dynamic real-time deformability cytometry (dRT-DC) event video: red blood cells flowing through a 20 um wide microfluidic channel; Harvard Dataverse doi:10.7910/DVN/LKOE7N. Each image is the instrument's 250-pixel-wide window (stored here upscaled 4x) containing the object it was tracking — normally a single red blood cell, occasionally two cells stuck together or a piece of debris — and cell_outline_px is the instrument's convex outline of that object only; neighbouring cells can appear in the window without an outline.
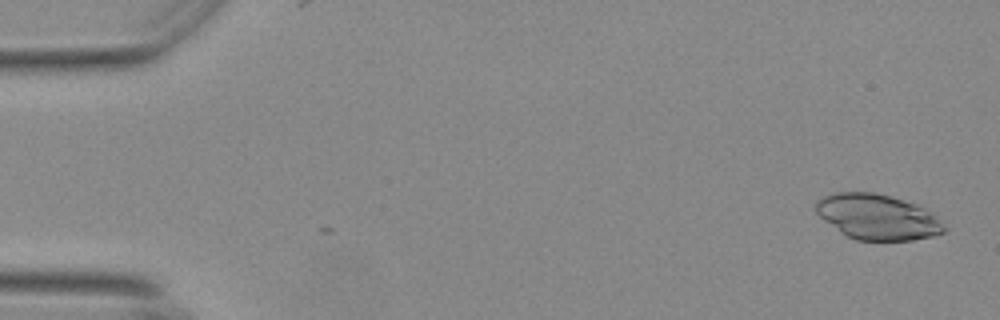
{"species": "Egyptian fruit bat (a non-hibernating species)", "species_latin": "Rousettus aegyptiacus", "temperature_condition": "warm", "stored_images_in_passage": 42, "camera_frame_rate_fps": 3000, "um_per_image_px": 0.085, "animal": {"sex": "female"}, "frame": {"image": 1, "passage_image": 2, "time_ms": 0.333, "image_size_px": [1000, 320], "cell_outline_px": [[944, 232], [932, 236], [912, 240], [856, 240], [840, 232], [824, 220], [816, 212], [816, 200], [824, 196], [836, 192], [872, 192], [888, 196], [916, 204], [932, 212], [940, 220], [944, 228]], "centroid_in_image_um": [74.57, 18.44], "position_along_channel_um": 10.4, "area_um2": 33.58}}